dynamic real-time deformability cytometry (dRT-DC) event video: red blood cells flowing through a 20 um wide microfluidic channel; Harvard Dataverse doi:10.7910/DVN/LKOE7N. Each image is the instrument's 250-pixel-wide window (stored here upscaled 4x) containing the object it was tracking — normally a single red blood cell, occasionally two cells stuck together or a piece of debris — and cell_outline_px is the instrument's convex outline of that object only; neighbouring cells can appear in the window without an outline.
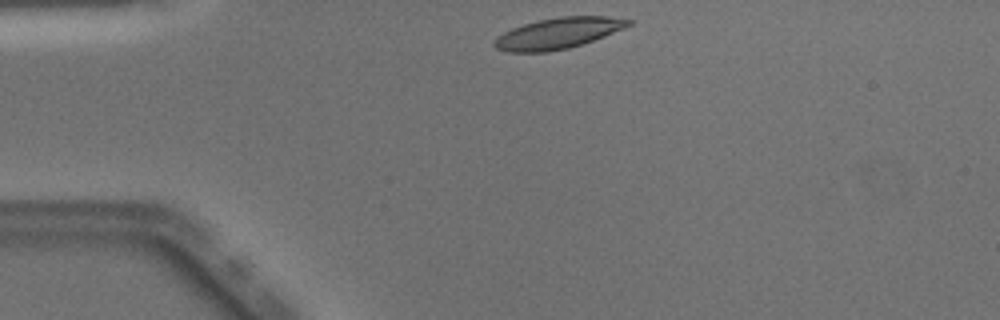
{"species": "Egyptian fruit bat (a non-hibernating species)", "species_latin": "Rousettus aegyptiacus", "temperature_condition": "warm", "stored_images_in_passage": 40, "camera_frame_rate_fps": 3000, "um_per_image_px": 0.085, "animal": {"sex": "male"}, "frame": {"image": 1, "passage_image": 1, "time_ms": 0.0, "image_size_px": [1000, 320], "cell_outline_px": [[632, 24], [624, 28], [592, 40], [568, 48], [548, 52], [508, 52], [496, 48], [492, 44], [504, 32], [512, 28], [524, 24], [540, 20], [560, 16], [604, 16], [632, 20]], "centroid_in_image_um": [47.43, 2.83], "position_along_channel_um": 37.6, "area_um2": 23.76}}
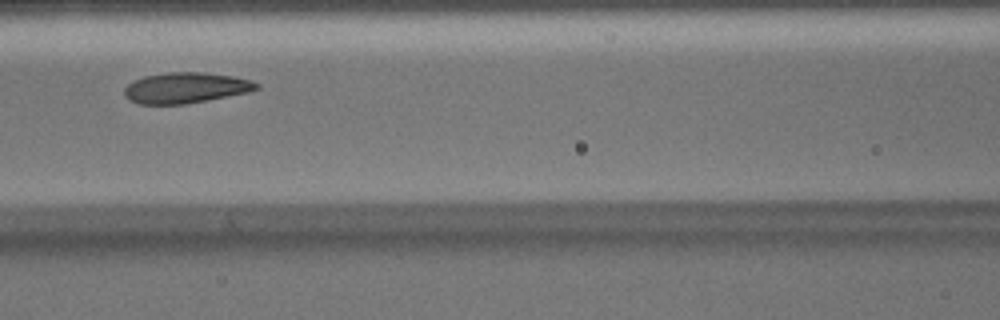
{"frame": {"image": 2, "passage_image": 12, "time_ms": 3.667, "image_size_px": [1000, 320], "cell_outline_px": [[260, 88], [248, 92], [184, 104], [140, 104], [128, 100], [124, 96], [124, 88], [132, 80], [144, 76], [168, 72], [200, 72], [232, 76], [252, 80], [260, 84]], "centroid_in_image_um": [15.75, 7.46], "position_along_channel_um": 150.8, "area_um2": 23.64}}
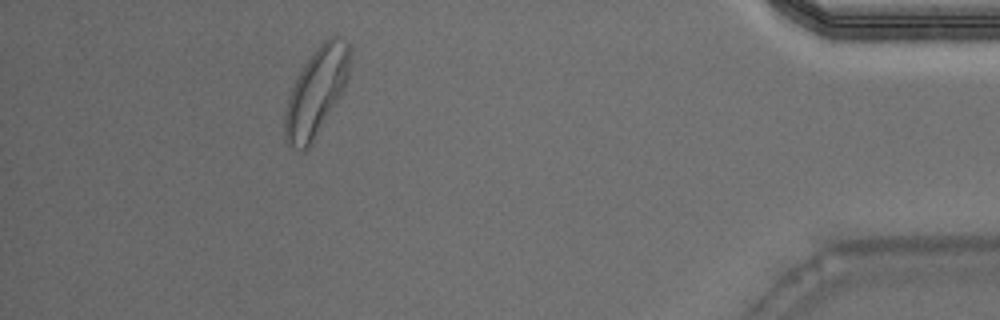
{"frame": {"image": 3, "passage_image": 35, "time_ms": 11.333, "image_size_px": [1000, 320], "cell_outline_px": [[348, 76], [344, 88], [312, 144], [304, 152], [300, 152], [288, 148], [284, 140], [284, 112], [288, 96], [304, 64], [312, 52], [328, 36], [336, 36], [344, 40], [348, 44]], "centroid_in_image_um": [26.82, 7.9], "position_along_channel_um": 408.4, "area_um2": 33.12}, "authors_computed_cell_mechanics": {"area_um2": 24.7095, "velocity_mm_per_s": 4.0356, "shape_relaxation_time_tau1_ms": 4.5866, "shape_relaxation_time_tau2_ms": 1.1487, "deformation_change_tau1": 0.1534, "deformation_change_tau2": 0.0851}}